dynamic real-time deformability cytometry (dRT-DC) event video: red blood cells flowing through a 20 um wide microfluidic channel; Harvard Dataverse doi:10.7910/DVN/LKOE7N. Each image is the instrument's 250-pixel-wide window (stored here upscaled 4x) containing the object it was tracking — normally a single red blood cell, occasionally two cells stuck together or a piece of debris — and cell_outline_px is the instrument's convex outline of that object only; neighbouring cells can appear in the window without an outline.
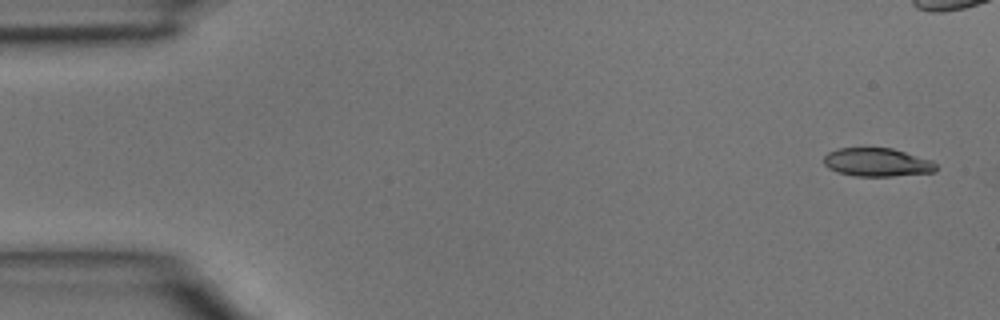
{"species": "common noctule bat (a hibernating species)", "species_latin": "Nyctalus noctula", "temperature_condition": "room temperature", "stored_images_in_passage": 5, "camera_frame_rate_fps": 3000, "um_per_image_px": 0.085, "animal": {"sex": "male", "body_mass_g": 15.6}, "frame": {"image": 1, "passage_image": 1, "time_ms": 0.0, "image_size_px": [1000, 320], "cell_outline_px": [[936, 172], [892, 176], [856, 176], [840, 172], [828, 168], [824, 164], [824, 156], [828, 152], [836, 148], [892, 148], [932, 160], [936, 164]], "centroid_in_image_um": [74.56, 13.79], "position_along_channel_um": 10.4, "area_um2": 18.55}}